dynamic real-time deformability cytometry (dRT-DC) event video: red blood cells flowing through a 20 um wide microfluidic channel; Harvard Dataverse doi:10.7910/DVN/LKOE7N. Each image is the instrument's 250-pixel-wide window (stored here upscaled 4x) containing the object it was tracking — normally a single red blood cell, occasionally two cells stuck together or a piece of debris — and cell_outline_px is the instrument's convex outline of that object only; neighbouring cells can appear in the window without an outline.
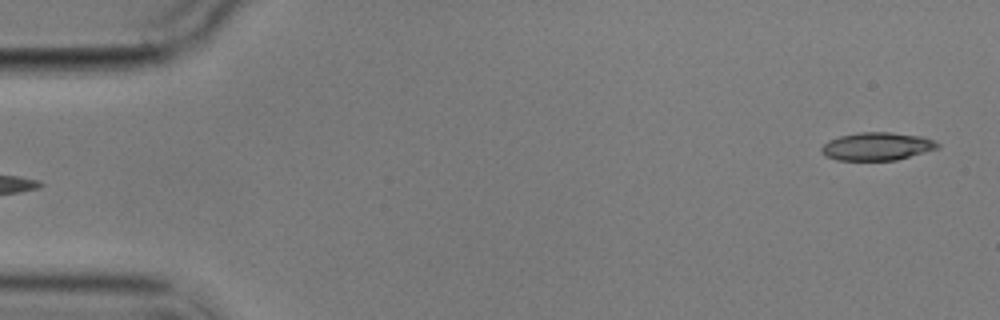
{"species": "common noctule bat (a hibernating species)", "species_latin": "Nyctalus noctula", "temperature_condition": "cold", "stored_images_in_passage": 5, "segment_of_instrument_passage": [2, 2], "camera_frame_rate_fps": 3000, "um_per_image_px": 0.085, "animal": {"sex": "male", "body_mass_g": 17.9}, "frame": {"image": 1, "passage_image": 5, "time_ms": 4.667, "image_size_px": [1000, 320], "cell_outline_px": [[940, 148], [896, 160], [836, 160], [824, 156], [820, 152], [820, 148], [828, 140], [840, 136], [860, 132], [892, 132], [924, 136], [936, 140], [940, 144]], "centroid_in_image_um": [74.57, 12.44], "position_along_channel_um": 10.4, "area_um2": 19.25}}